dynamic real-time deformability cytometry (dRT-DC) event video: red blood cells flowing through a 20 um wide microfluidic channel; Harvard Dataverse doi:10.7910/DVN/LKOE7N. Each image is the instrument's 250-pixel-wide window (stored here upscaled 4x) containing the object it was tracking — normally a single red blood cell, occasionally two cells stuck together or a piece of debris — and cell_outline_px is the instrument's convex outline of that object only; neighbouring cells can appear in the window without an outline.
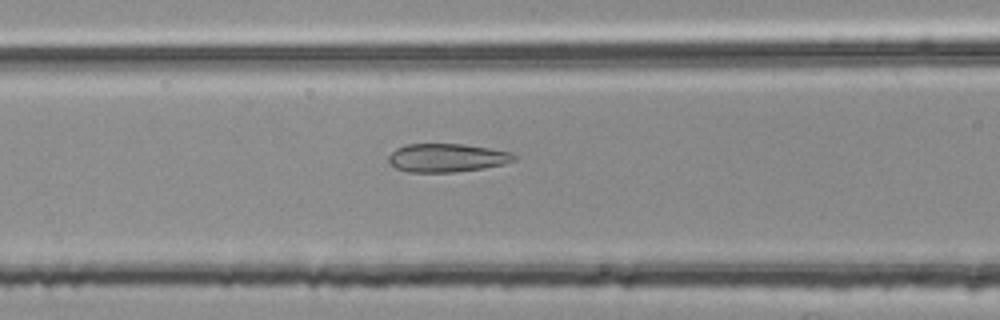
{"species": "common noctule bat (a hibernating species)", "species_latin": "Nyctalus noctula", "temperature_condition": "room temperature", "stored_images_in_passage": 34, "camera_frame_rate_fps": 3000, "um_per_image_px": 0.085, "animal": {"sex": "female", "body_mass_g": 25.1}, "frame": {"image": 1, "passage_image": 8, "time_ms": 2.333, "image_size_px": [1000, 320], "cell_outline_px": [[520, 156], [516, 160], [504, 164], [484, 168], [456, 172], [408, 172], [396, 168], [388, 160], [388, 156], [396, 148], [408, 144], [464, 144], [512, 152]], "centroid_in_image_um": [38.04, 13.41], "position_along_channel_um": 128.6, "area_um2": 20.92}}
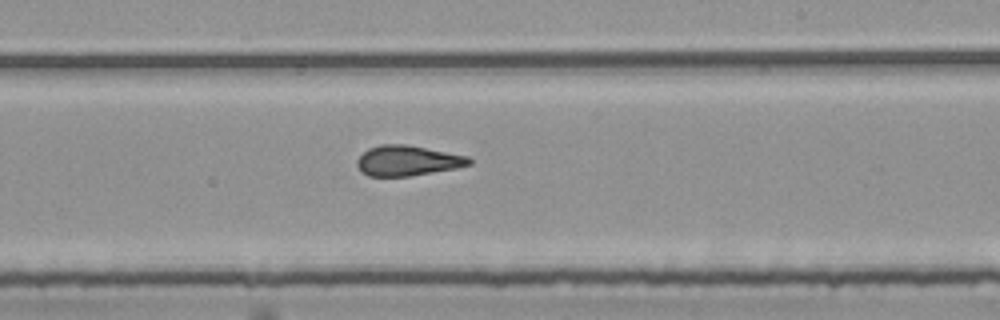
{"frame": {"image": 2, "passage_image": 18, "time_ms": 5.667, "image_size_px": [1000, 320], "cell_outline_px": [[472, 164], [456, 168], [408, 176], [368, 176], [360, 172], [356, 164], [356, 160], [368, 148], [380, 144], [408, 144], [468, 156], [472, 160]], "centroid_in_image_um": [34.62, 13.65], "position_along_channel_um": 254.4, "area_um2": 19.88}}
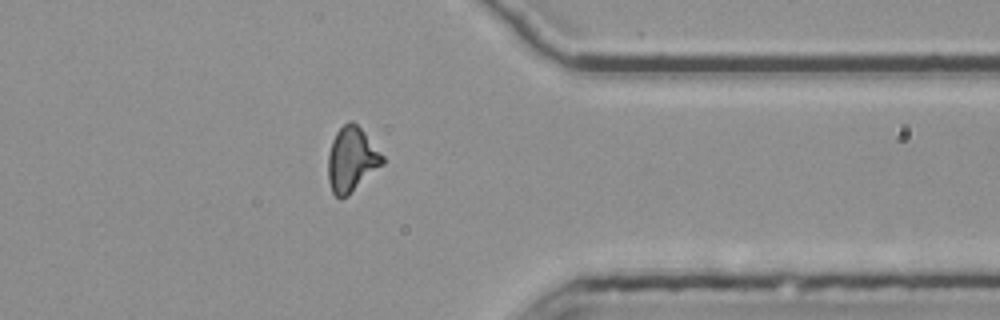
{"frame": {"image": 3, "passage_image": 29, "time_ms": 9.333, "image_size_px": [1000, 320], "cell_outline_px": [[384, 164], [348, 196], [340, 200], [332, 192], [328, 180], [328, 156], [332, 140], [336, 132], [348, 120], [352, 120], [364, 132], [384, 156]], "centroid_in_image_um": [29.89, 13.58], "position_along_channel_um": 381.5, "area_um2": 20.63}, "authors_computed_cell_mechanics": {"area_um2": 20.1433, "velocity_mm_per_s": 3.7789, "shape_relaxation_time_tau1_ms": null, "shape_relaxation_time_tau2_ms": 1.9409, "deformation_change_tau1": null, "deformation_change_tau2": 0.0914}}